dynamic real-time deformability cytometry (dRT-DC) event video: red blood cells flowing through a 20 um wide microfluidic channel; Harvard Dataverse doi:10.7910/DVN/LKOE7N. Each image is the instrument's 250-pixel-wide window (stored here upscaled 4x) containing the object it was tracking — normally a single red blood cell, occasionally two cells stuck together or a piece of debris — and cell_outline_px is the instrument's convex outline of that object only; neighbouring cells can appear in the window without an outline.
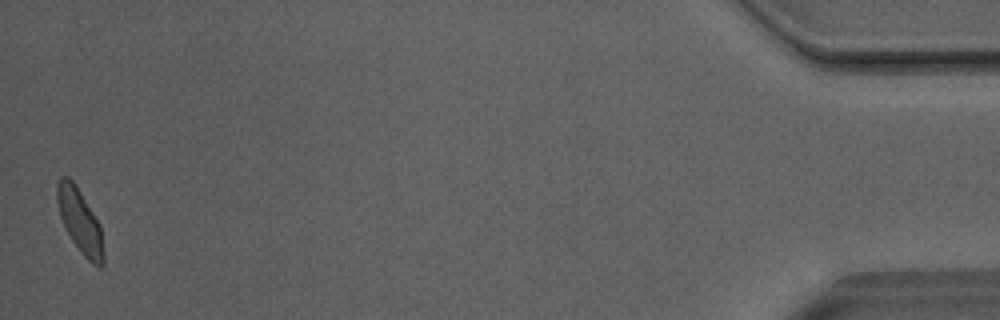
{"species": "Egyptian fruit bat (a non-hibernating species)", "species_latin": "Rousettus aegyptiacus", "temperature_condition": "room temperature", "stored_images_in_passage": 50, "camera_frame_rate_fps": 3000, "um_per_image_px": 0.085, "animal": {"sex": "male"}, "frame": {"image": 1, "passage_image": 50, "time_ms": 16.333, "image_size_px": [1000, 320], "cell_outline_px": [[104, 264], [100, 268], [92, 264], [80, 252], [72, 240], [60, 216], [56, 200], [56, 184], [60, 176], [68, 176], [72, 180], [100, 224], [104, 256]], "centroid_in_image_um": [6.79, 18.81], "position_along_channel_um": 428.4, "area_um2": 17.11}, "authors_computed_cell_mechanics": {"area_um2": 17.629, "velocity_mm_per_s": 4.03, "shape_relaxation_time_tau1_ms": 4.0812, "shape_relaxation_time_tau2_ms": 1.209, "deformation_change_tau1": 0.1116, "deformation_change_tau2": 0.074}}